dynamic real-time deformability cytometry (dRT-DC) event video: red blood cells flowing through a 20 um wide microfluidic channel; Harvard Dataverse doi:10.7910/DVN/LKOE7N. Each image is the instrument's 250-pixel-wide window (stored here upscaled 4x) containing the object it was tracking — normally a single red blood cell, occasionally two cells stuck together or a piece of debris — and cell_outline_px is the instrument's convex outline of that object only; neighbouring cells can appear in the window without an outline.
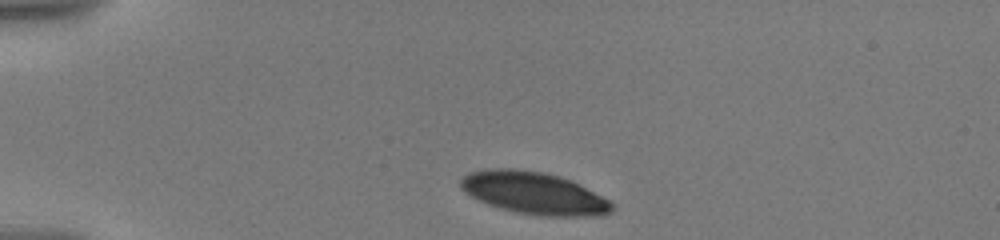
{"species": "human", "species_latin": "Homo sapiens", "temperature_condition": "warm", "stored_images_in_passage": 8, "camera_frame_rate_fps": 3000, "um_per_image_px": 0.085, "donor": {"sex": "male"}, "frame": {"image": 1, "passage_image": 1, "time_ms": 0.0, "image_size_px": [1000, 240], "cell_outline_px": [[616, 208], [612, 212], [600, 216], [540, 216], [516, 212], [500, 208], [488, 204], [472, 196], [460, 188], [460, 180], [468, 172], [492, 168], [512, 168], [544, 172], [560, 176], [572, 180], [616, 204]], "centroid_in_image_um": [45.43, 16.42], "position_along_channel_um": 39.6, "area_um2": 37.45}}
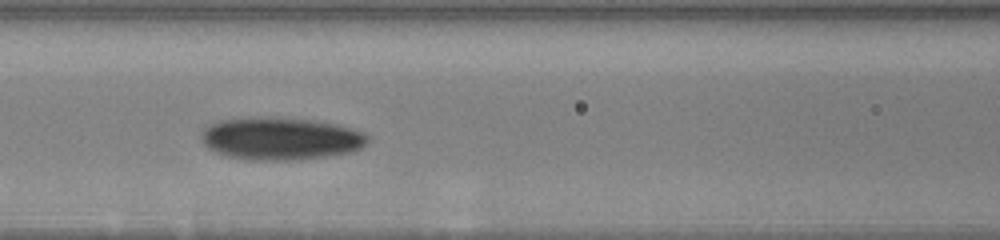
{"frame": {"image": 2, "passage_image": 5, "time_ms": 4.333, "image_size_px": [1000, 240], "cell_outline_px": [[368, 140], [360, 148], [352, 152], [328, 156], [300, 160], [244, 160], [228, 156], [216, 152], [208, 148], [200, 140], [200, 136], [204, 128], [220, 120], [268, 116], [316, 120], [336, 124], [352, 128], [364, 132], [368, 136]], "centroid_in_image_um": [23.85, 11.78], "position_along_channel_um": 142.7, "area_um2": 41.67}}
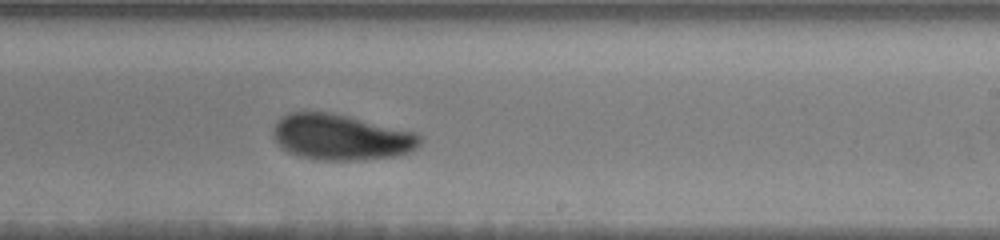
{"frame": {"image": 3, "passage_image": 8, "time_ms": 7.667, "image_size_px": [1000, 240], "cell_outline_px": [[424, 136], [420, 144], [416, 148], [408, 152], [396, 156], [356, 160], [320, 160], [300, 156], [288, 152], [280, 148], [276, 140], [276, 124], [288, 112], [328, 112], [348, 116], [416, 132]], "centroid_in_image_um": [29.05, 11.67], "position_along_channel_um": 260.0, "area_um2": 38.84}}